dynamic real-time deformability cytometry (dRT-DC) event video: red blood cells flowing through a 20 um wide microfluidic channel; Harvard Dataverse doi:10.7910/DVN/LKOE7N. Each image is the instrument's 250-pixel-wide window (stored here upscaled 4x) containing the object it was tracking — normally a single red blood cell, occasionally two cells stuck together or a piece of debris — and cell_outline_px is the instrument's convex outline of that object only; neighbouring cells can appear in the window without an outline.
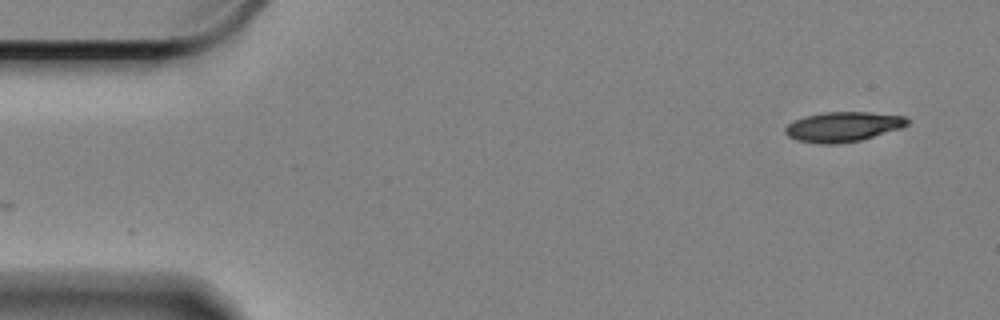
{"species": "Egyptian fruit bat (a non-hibernating species)", "species_latin": "Rousettus aegyptiacus", "temperature_condition": "cold", "stored_images_in_passage": 56, "camera_frame_rate_fps": 3000, "um_per_image_px": 0.085, "animal": {"sex": "female"}, "frame": {"image": 1, "passage_image": 1, "time_ms": 0.0, "image_size_px": [1000, 320], "cell_outline_px": [[912, 120], [908, 124], [900, 128], [860, 140], [832, 144], [820, 144], [796, 140], [788, 136], [784, 132], [784, 128], [792, 120], [804, 116], [824, 112], [868, 112], [904, 116]], "centroid_in_image_um": [71.62, 10.76], "position_along_channel_um": 13.4, "area_um2": 21.27}}
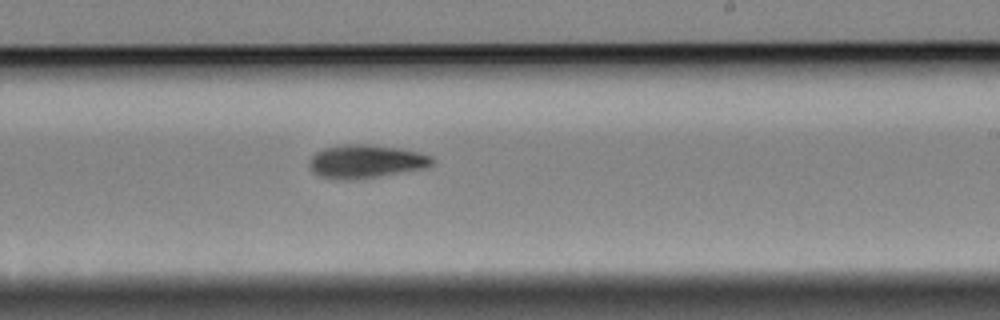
{"frame": {"image": 2, "passage_image": 32, "time_ms": 10.333, "image_size_px": [1000, 320], "cell_outline_px": [[436, 160], [432, 164], [424, 168], [376, 176], [348, 180], [336, 180], [320, 176], [312, 172], [308, 168], [308, 160], [316, 152], [324, 148], [336, 144], [368, 144], [400, 148], [432, 156]], "centroid_in_image_um": [31.03, 13.71], "position_along_channel_um": 258.0, "area_um2": 23.99}}
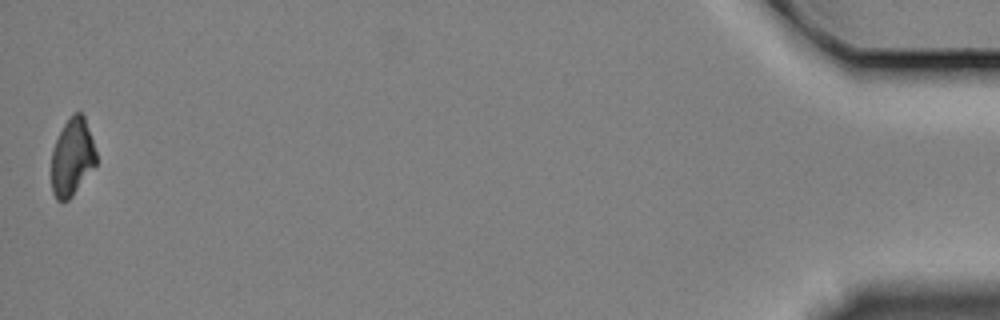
{"frame": {"image": 3, "passage_image": 56, "time_ms": 18.333, "image_size_px": [1000, 320], "cell_outline_px": [[96, 164], [72, 196], [68, 200], [56, 200], [52, 192], [52, 148], [64, 124], [72, 112], [80, 112], [84, 116], [96, 152]], "centroid_in_image_um": [6.12, 13.35], "position_along_channel_um": 429.1, "area_um2": 19.94}, "authors_computed_cell_mechanics": {"area_um2": 22.4264, "velocity_mm_per_s": 3.3258, "shape_relaxation_time_tau1_ms": 6.3881, "shape_relaxation_time_tau2_ms": null, "deformation_change_tau1": 0.1468, "deformation_change_tau2": null}}